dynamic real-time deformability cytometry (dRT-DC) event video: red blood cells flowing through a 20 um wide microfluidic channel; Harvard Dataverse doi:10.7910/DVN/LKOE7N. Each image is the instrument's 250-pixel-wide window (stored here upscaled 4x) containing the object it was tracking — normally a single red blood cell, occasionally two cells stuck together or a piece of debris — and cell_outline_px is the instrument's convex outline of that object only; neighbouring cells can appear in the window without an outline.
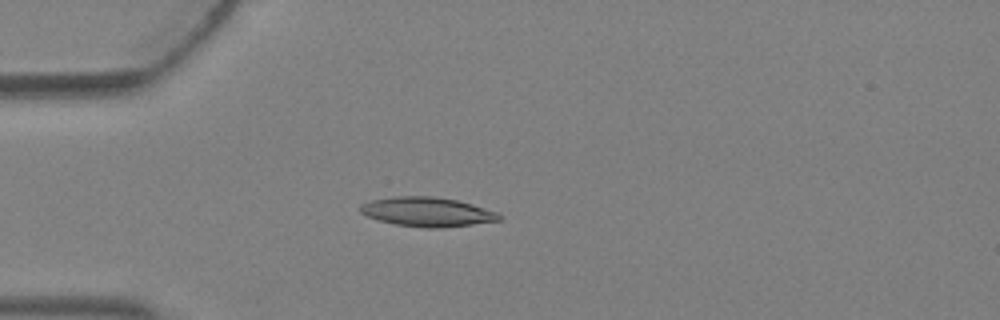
{"species": "Egyptian fruit bat (a non-hibernating species)", "species_latin": "Rousettus aegyptiacus", "temperature_condition": "warm", "stored_images_in_passage": 3, "camera_frame_rate_fps": 3000, "um_per_image_px": 0.085, "animal": {"sex": "female"}, "frame": {"image": 1, "passage_image": 3, "time_ms": 0.667, "image_size_px": [1000, 320], "cell_outline_px": [[500, 220], [472, 224], [440, 228], [424, 228], [396, 224], [376, 220], [360, 212], [360, 204], [368, 200], [392, 196], [432, 196], [456, 200], [472, 204], [496, 212], [500, 216]], "centroid_in_image_um": [36.24, 18.0], "position_along_channel_um": 48.8, "area_um2": 23.7}}